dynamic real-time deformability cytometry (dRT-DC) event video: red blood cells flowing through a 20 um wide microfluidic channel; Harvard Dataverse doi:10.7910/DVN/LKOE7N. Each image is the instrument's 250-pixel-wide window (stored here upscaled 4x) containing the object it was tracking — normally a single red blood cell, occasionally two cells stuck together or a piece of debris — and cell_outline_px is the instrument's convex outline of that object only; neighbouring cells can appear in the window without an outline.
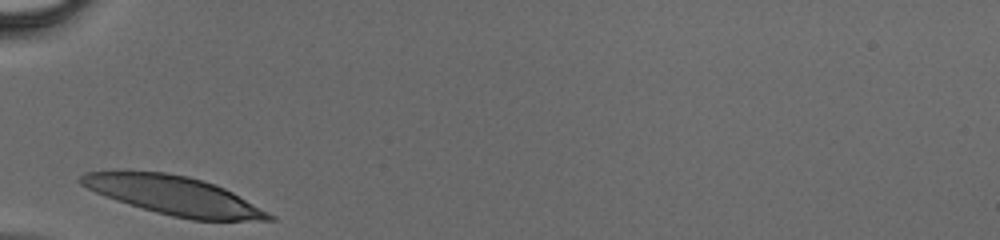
{"species": "human", "species_latin": "Homo sapiens", "temperature_condition": "cold", "stored_images_in_passage": 23, "camera_frame_rate_fps": 3000, "um_per_image_px": 0.085, "donor": {"sex": "male"}, "frame": {"image": 1, "passage_image": 1, "time_ms": 0.0, "image_size_px": [1000, 240], "cell_outline_px": [[276, 220], [192, 220], [172, 216], [156, 212], [116, 200], [96, 192], [80, 184], [76, 180], [84, 172], [164, 172], [188, 176], [224, 188], [232, 192], [276, 216]], "centroid_in_image_um": [14.79, 16.63], "position_along_channel_um": 70.2, "area_um2": 41.67}}
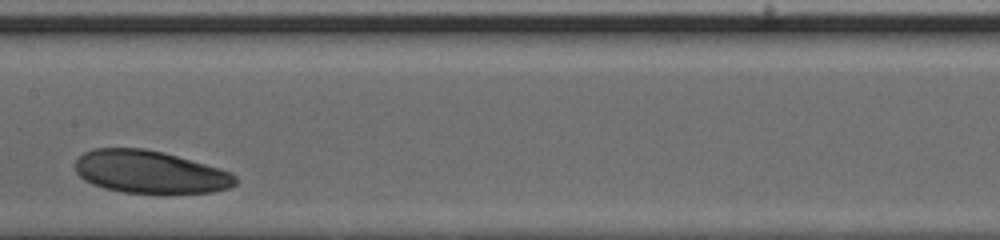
{"frame": {"image": 2, "passage_image": 10, "time_ms": 3.0, "image_size_px": [1000, 240], "cell_outline_px": [[236, 184], [228, 188], [212, 192], [124, 192], [104, 188], [92, 184], [84, 180], [76, 172], [76, 160], [84, 152], [92, 148], [144, 148], [176, 156], [220, 168], [232, 172], [236, 176]], "centroid_in_image_um": [12.73, 14.6], "position_along_channel_um": 194.7, "area_um2": 39.36}}
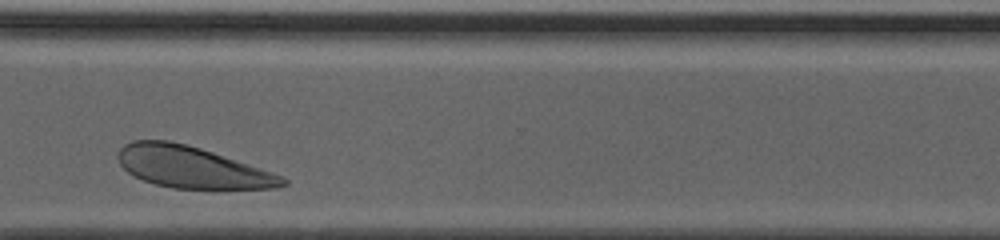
{"frame": {"image": 3, "passage_image": 21, "time_ms": 6.667, "image_size_px": [1000, 240], "cell_outline_px": [[288, 184], [276, 188], [172, 188], [156, 184], [144, 180], [128, 172], [120, 164], [116, 156], [120, 148], [124, 144], [132, 140], [168, 140], [200, 148], [284, 176], [288, 180]], "centroid_in_image_um": [16.29, 14.2], "position_along_channel_um": 354.3, "area_um2": 39.36}}